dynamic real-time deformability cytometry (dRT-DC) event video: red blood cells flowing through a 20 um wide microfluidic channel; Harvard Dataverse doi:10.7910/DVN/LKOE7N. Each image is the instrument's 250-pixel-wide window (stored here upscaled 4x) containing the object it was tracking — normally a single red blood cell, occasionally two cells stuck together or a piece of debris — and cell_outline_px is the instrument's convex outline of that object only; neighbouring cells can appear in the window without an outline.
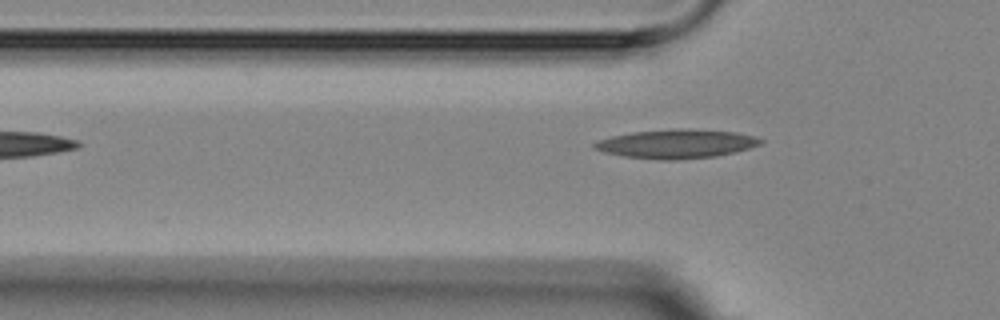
{"species": "Egyptian fruit bat (a non-hibernating species)", "species_latin": "Rousettus aegyptiacus", "temperature_condition": "room temperature", "stored_images_in_passage": 4, "camera_frame_rate_fps": 3000, "um_per_image_px": 0.085, "animal": {"sex": "female"}, "frame": {"image": 1, "passage_image": 4, "time_ms": 3.667, "image_size_px": [1000, 320], "cell_outline_px": [[764, 140], [760, 144], [736, 152], [716, 156], [676, 160], [660, 160], [624, 156], [604, 152], [592, 148], [592, 144], [596, 140], [612, 136], [632, 132], [676, 128], [688, 128], [736, 132], [756, 136]], "centroid_in_image_um": [57.49, 12.22], "position_along_channel_um": 68.3, "area_um2": 28.26}}